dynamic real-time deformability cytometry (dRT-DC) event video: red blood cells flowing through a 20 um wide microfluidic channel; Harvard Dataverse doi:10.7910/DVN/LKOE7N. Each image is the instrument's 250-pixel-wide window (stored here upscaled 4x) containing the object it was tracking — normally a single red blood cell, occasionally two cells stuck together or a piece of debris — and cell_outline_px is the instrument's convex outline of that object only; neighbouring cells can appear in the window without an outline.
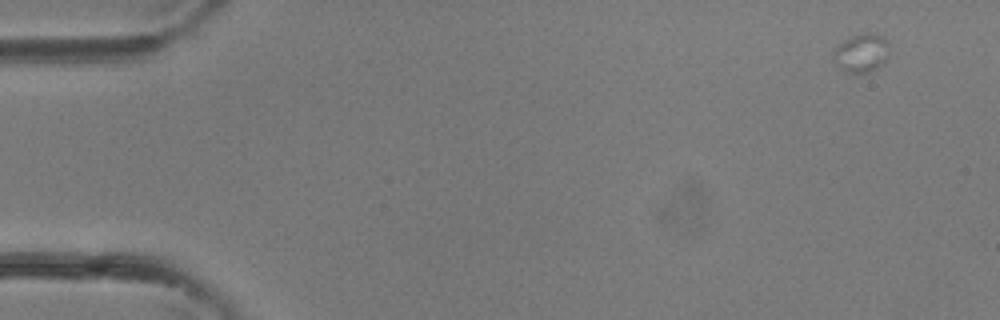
{"species": "common noctule bat (a hibernating species)", "species_latin": "Nyctalus noctula", "temperature_condition": "room temperature", "stored_images_in_passage": 8, "camera_frame_rate_fps": 3000, "um_per_image_px": 0.085, "animal": {"sex": "female"}, "frame": {"image": 1, "passage_image": 1, "time_ms": 0.0, "image_size_px": [1000, 320], "cell_outline_px": [[888, 56], [884, 64], [868, 72], [848, 72], [840, 68], [832, 60], [832, 52], [844, 40], [852, 36], [864, 32], [884, 36], [888, 40]], "centroid_in_image_um": [73.23, 4.49], "position_along_channel_um": 11.8, "area_um2": 12.6}}